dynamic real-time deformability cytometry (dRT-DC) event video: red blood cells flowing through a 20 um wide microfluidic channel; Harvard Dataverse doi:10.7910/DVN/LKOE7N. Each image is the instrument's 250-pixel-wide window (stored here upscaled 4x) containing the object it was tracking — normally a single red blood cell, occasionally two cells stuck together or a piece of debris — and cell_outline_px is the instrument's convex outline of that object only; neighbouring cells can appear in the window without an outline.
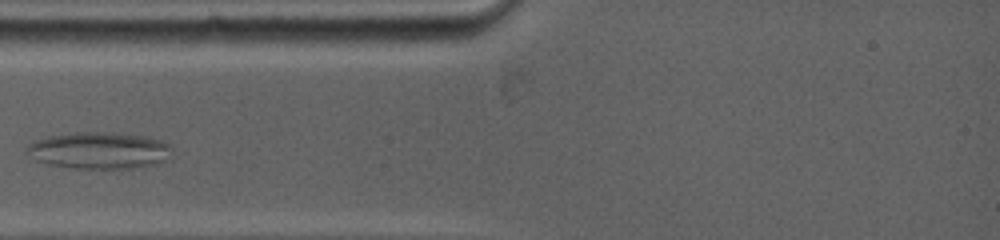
{"species": "common noctule bat (a hibernating species)", "species_latin": "Nyctalus noctula", "temperature_condition": "warm", "stored_images_in_passage": 2, "camera_frame_rate_fps": 5000, "um_per_image_px": 0.085, "animal": {"sex": "female", "body_mass_g": 19.0, "forearm_length_mm": 53.3}, "frame": {"image": 1, "passage_image": 1, "time_ms": 0.0, "image_size_px": [1000, 240], "cell_outline_px": [[160, 144], [152, 164], [132, 168], [76, 168], [56, 164], [40, 160], [32, 148], [32, 144], [44, 140], [60, 136], [96, 132], [132, 136], [148, 140]], "centroid_in_image_um": [8.25, 12.83], "position_along_channel_um": 76.7, "area_um2": 26.24}}